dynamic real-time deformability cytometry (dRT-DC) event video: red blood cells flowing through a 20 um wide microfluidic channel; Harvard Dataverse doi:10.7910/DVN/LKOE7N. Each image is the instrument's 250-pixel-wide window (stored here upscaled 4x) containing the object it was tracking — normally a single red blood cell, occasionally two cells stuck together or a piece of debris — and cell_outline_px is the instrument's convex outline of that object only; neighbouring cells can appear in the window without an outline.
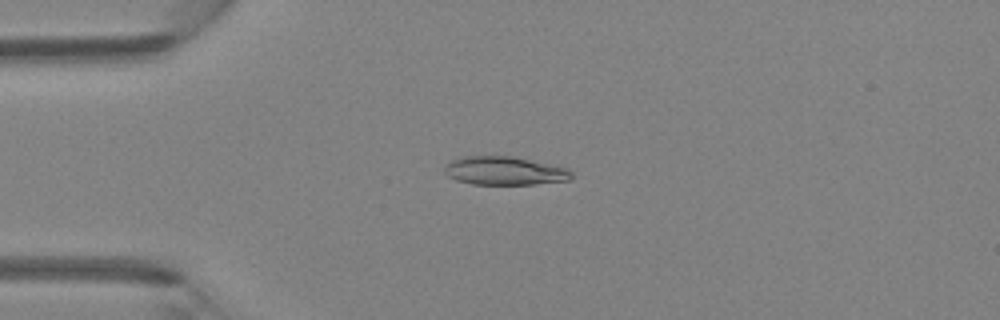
{"species": "Egyptian fruit bat (a non-hibernating species)", "species_latin": "Rousettus aegyptiacus", "temperature_condition": "room temperature", "stored_images_in_passage": 35, "camera_frame_rate_fps": 3000, "um_per_image_px": 0.085, "animal": {"sex": "female"}, "frame": {"image": 1, "passage_image": 1, "time_ms": 0.0, "image_size_px": [1000, 320], "cell_outline_px": [[572, 180], [536, 184], [472, 184], [456, 180], [448, 176], [444, 172], [444, 168], [452, 160], [460, 156], [512, 156], [568, 168], [572, 172]], "centroid_in_image_um": [42.9, 14.52], "position_along_channel_um": 42.1, "area_um2": 21.1}}
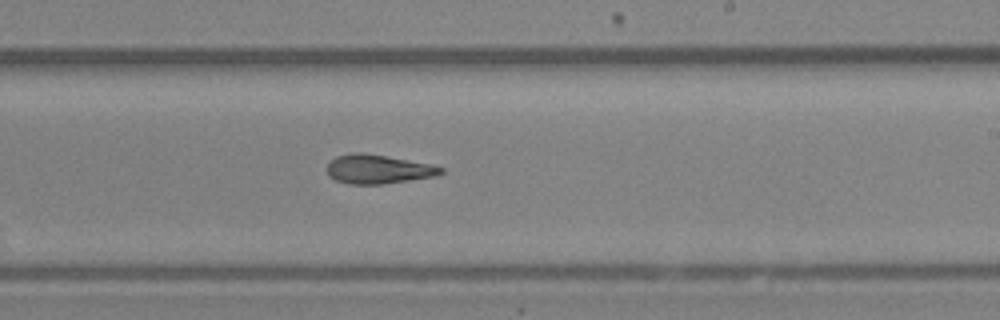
{"frame": {"image": 2, "passage_image": 17, "time_ms": 5.333, "image_size_px": [1000, 320], "cell_outline_px": [[444, 172], [436, 176], [384, 184], [348, 184], [336, 180], [328, 176], [328, 164], [336, 156], [352, 152], [360, 152], [432, 164], [444, 168]], "centroid_in_image_um": [32.15, 14.39], "position_along_channel_um": 256.9, "area_um2": 19.19}}
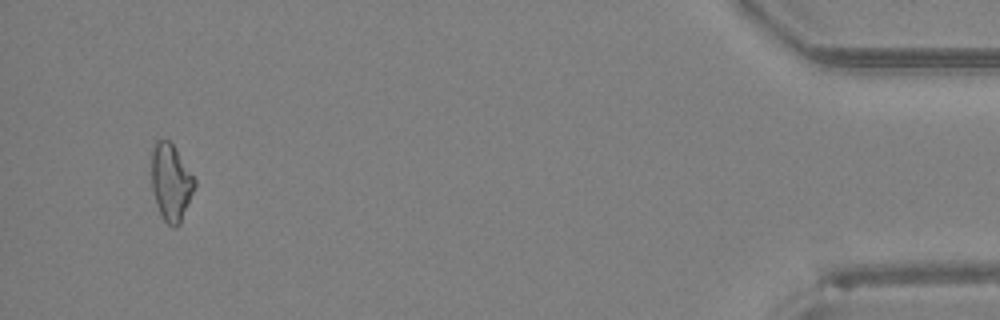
{"frame": {"image": 3, "passage_image": 33, "time_ms": 10.667, "image_size_px": [1000, 320], "cell_outline_px": [[196, 184], [180, 224], [176, 228], [168, 224], [160, 216], [156, 204], [152, 188], [152, 144], [156, 140], [168, 140], [172, 144], [196, 180]], "centroid_in_image_um": [14.51, 15.51], "position_along_channel_um": 420.7, "area_um2": 19.19}}